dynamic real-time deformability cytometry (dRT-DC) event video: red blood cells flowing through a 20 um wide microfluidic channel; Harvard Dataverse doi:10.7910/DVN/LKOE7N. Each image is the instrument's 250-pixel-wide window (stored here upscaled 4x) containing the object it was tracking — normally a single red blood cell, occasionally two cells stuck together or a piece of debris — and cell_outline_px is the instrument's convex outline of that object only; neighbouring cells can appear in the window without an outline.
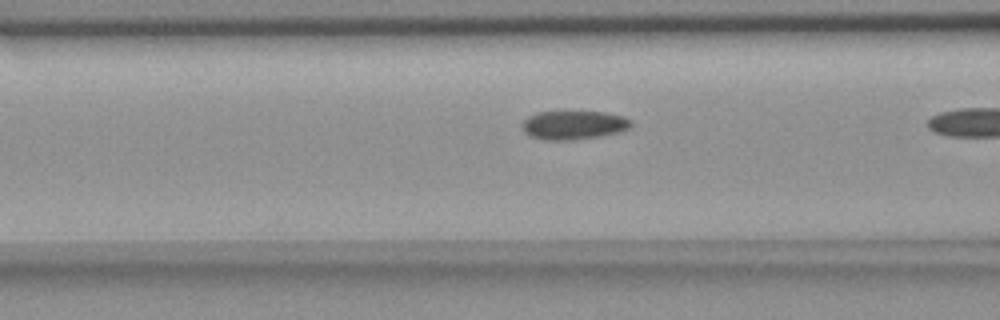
{"species": "common noctule bat (a hibernating species)", "species_latin": "Nyctalus noctula", "temperature_condition": "room temperature", "stored_images_in_passage": 13, "camera_frame_rate_fps": 3000, "um_per_image_px": 0.085, "animal": {"sex": "female", "body_mass_g": 18.4}, "frame": {"image": 1, "passage_image": 11, "time_ms": 3.333, "image_size_px": [1000, 320], "cell_outline_px": [[632, 124], [628, 128], [616, 132], [596, 136], [572, 140], [544, 140], [528, 136], [524, 132], [520, 124], [528, 116], [536, 112], [604, 112], [624, 116], [632, 120]], "centroid_in_image_um": [48.7, 10.62], "position_along_channel_um": 117.9, "area_um2": 18.21}}